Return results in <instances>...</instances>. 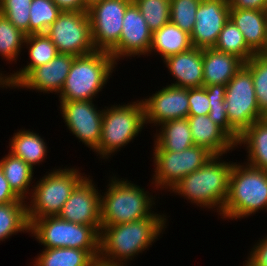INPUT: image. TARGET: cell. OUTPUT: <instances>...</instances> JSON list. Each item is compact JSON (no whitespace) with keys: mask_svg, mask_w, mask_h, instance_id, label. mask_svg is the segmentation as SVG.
Wrapping results in <instances>:
<instances>
[{"mask_svg":"<svg viewBox=\"0 0 267 266\" xmlns=\"http://www.w3.org/2000/svg\"><path fill=\"white\" fill-rule=\"evenodd\" d=\"M166 213L154 212L150 217L118 225H101L99 259L107 263L125 264L146 252L168 228Z\"/></svg>","mask_w":267,"mask_h":266,"instance_id":"obj_1","label":"cell"},{"mask_svg":"<svg viewBox=\"0 0 267 266\" xmlns=\"http://www.w3.org/2000/svg\"><path fill=\"white\" fill-rule=\"evenodd\" d=\"M223 156L225 155H214L168 192L184 197L187 202L196 204L201 209L207 208L208 211L210 209L220 215L228 197L229 177L234 164L233 161L224 160Z\"/></svg>","mask_w":267,"mask_h":266,"instance_id":"obj_2","label":"cell"},{"mask_svg":"<svg viewBox=\"0 0 267 266\" xmlns=\"http://www.w3.org/2000/svg\"><path fill=\"white\" fill-rule=\"evenodd\" d=\"M101 195V225H118L150 217L156 196L127 178L110 177Z\"/></svg>","mask_w":267,"mask_h":266,"instance_id":"obj_3","label":"cell"},{"mask_svg":"<svg viewBox=\"0 0 267 266\" xmlns=\"http://www.w3.org/2000/svg\"><path fill=\"white\" fill-rule=\"evenodd\" d=\"M267 211V171L234 162L229 177V193L220 218L240 220Z\"/></svg>","mask_w":267,"mask_h":266,"instance_id":"obj_4","label":"cell"},{"mask_svg":"<svg viewBox=\"0 0 267 266\" xmlns=\"http://www.w3.org/2000/svg\"><path fill=\"white\" fill-rule=\"evenodd\" d=\"M117 65L109 52L101 50L76 56L58 96L59 101H95Z\"/></svg>","mask_w":267,"mask_h":266,"instance_id":"obj_5","label":"cell"},{"mask_svg":"<svg viewBox=\"0 0 267 266\" xmlns=\"http://www.w3.org/2000/svg\"><path fill=\"white\" fill-rule=\"evenodd\" d=\"M144 105L142 99L104 106L101 139L93 150L105 162L111 159L128 143L134 141L145 129ZM112 156V157H111ZM107 159V160H106Z\"/></svg>","mask_w":267,"mask_h":266,"instance_id":"obj_6","label":"cell"},{"mask_svg":"<svg viewBox=\"0 0 267 266\" xmlns=\"http://www.w3.org/2000/svg\"><path fill=\"white\" fill-rule=\"evenodd\" d=\"M53 168L37 182L34 181L30 197L26 200L29 225L35 220L58 216L75 187L88 175L79 168Z\"/></svg>","mask_w":267,"mask_h":266,"instance_id":"obj_7","label":"cell"},{"mask_svg":"<svg viewBox=\"0 0 267 266\" xmlns=\"http://www.w3.org/2000/svg\"><path fill=\"white\" fill-rule=\"evenodd\" d=\"M29 235L44 248H76L87 250L95 259L99 258L100 234L91 226L75 224L58 216L35 219Z\"/></svg>","mask_w":267,"mask_h":266,"instance_id":"obj_8","label":"cell"},{"mask_svg":"<svg viewBox=\"0 0 267 266\" xmlns=\"http://www.w3.org/2000/svg\"><path fill=\"white\" fill-rule=\"evenodd\" d=\"M153 190L169 191L186 175L202 167L214 154L202 146H191L182 152L153 151ZM153 184V185H152Z\"/></svg>","mask_w":267,"mask_h":266,"instance_id":"obj_9","label":"cell"},{"mask_svg":"<svg viewBox=\"0 0 267 266\" xmlns=\"http://www.w3.org/2000/svg\"><path fill=\"white\" fill-rule=\"evenodd\" d=\"M224 100L228 122L239 134L266 117L257 104L252 74L244 65L227 83Z\"/></svg>","mask_w":267,"mask_h":266,"instance_id":"obj_10","label":"cell"},{"mask_svg":"<svg viewBox=\"0 0 267 266\" xmlns=\"http://www.w3.org/2000/svg\"><path fill=\"white\" fill-rule=\"evenodd\" d=\"M46 35L59 53L80 56L96 50L88 12L62 11Z\"/></svg>","mask_w":267,"mask_h":266,"instance_id":"obj_11","label":"cell"},{"mask_svg":"<svg viewBox=\"0 0 267 266\" xmlns=\"http://www.w3.org/2000/svg\"><path fill=\"white\" fill-rule=\"evenodd\" d=\"M132 0H103L88 10L96 50L111 52L119 43L125 11Z\"/></svg>","mask_w":267,"mask_h":266,"instance_id":"obj_12","label":"cell"},{"mask_svg":"<svg viewBox=\"0 0 267 266\" xmlns=\"http://www.w3.org/2000/svg\"><path fill=\"white\" fill-rule=\"evenodd\" d=\"M59 104L67 129L79 142L93 151L101 139L103 107L99 110L93 100L60 101Z\"/></svg>","mask_w":267,"mask_h":266,"instance_id":"obj_13","label":"cell"},{"mask_svg":"<svg viewBox=\"0 0 267 266\" xmlns=\"http://www.w3.org/2000/svg\"><path fill=\"white\" fill-rule=\"evenodd\" d=\"M91 177L86 176L75 187L58 217L75 224L91 225L100 234L102 190L99 191Z\"/></svg>","mask_w":267,"mask_h":266,"instance_id":"obj_14","label":"cell"},{"mask_svg":"<svg viewBox=\"0 0 267 266\" xmlns=\"http://www.w3.org/2000/svg\"><path fill=\"white\" fill-rule=\"evenodd\" d=\"M153 32L140 13L139 8L132 2L126 9L122 32L118 45L110 52L118 64L120 60L130 57L148 56L152 45Z\"/></svg>","mask_w":267,"mask_h":266,"instance_id":"obj_15","label":"cell"},{"mask_svg":"<svg viewBox=\"0 0 267 266\" xmlns=\"http://www.w3.org/2000/svg\"><path fill=\"white\" fill-rule=\"evenodd\" d=\"M142 99L145 125L155 128L161 123L187 118L189 115L188 88L166 85Z\"/></svg>","mask_w":267,"mask_h":266,"instance_id":"obj_16","label":"cell"},{"mask_svg":"<svg viewBox=\"0 0 267 266\" xmlns=\"http://www.w3.org/2000/svg\"><path fill=\"white\" fill-rule=\"evenodd\" d=\"M190 34L192 47L213 48L226 22L230 19L227 0H201Z\"/></svg>","mask_w":267,"mask_h":266,"instance_id":"obj_17","label":"cell"},{"mask_svg":"<svg viewBox=\"0 0 267 266\" xmlns=\"http://www.w3.org/2000/svg\"><path fill=\"white\" fill-rule=\"evenodd\" d=\"M75 57L59 53L48 63L34 68L14 89L59 95Z\"/></svg>","mask_w":267,"mask_h":266,"instance_id":"obj_18","label":"cell"},{"mask_svg":"<svg viewBox=\"0 0 267 266\" xmlns=\"http://www.w3.org/2000/svg\"><path fill=\"white\" fill-rule=\"evenodd\" d=\"M162 62L173 77L174 83L171 82L170 85L183 88L203 87V49L191 47Z\"/></svg>","mask_w":267,"mask_h":266,"instance_id":"obj_19","label":"cell"},{"mask_svg":"<svg viewBox=\"0 0 267 266\" xmlns=\"http://www.w3.org/2000/svg\"><path fill=\"white\" fill-rule=\"evenodd\" d=\"M194 145L207 148L214 155H225L237 148L236 142L208 115L187 117Z\"/></svg>","mask_w":267,"mask_h":266,"instance_id":"obj_20","label":"cell"},{"mask_svg":"<svg viewBox=\"0 0 267 266\" xmlns=\"http://www.w3.org/2000/svg\"><path fill=\"white\" fill-rule=\"evenodd\" d=\"M230 20L241 30L247 46L255 53L267 50V11L230 9Z\"/></svg>","mask_w":267,"mask_h":266,"instance_id":"obj_21","label":"cell"},{"mask_svg":"<svg viewBox=\"0 0 267 266\" xmlns=\"http://www.w3.org/2000/svg\"><path fill=\"white\" fill-rule=\"evenodd\" d=\"M25 48L28 51L29 62L19 70L13 71L14 73L9 72L7 86L10 89H14L34 68L48 63L59 54L56 46L46 33L26 35Z\"/></svg>","mask_w":267,"mask_h":266,"instance_id":"obj_22","label":"cell"},{"mask_svg":"<svg viewBox=\"0 0 267 266\" xmlns=\"http://www.w3.org/2000/svg\"><path fill=\"white\" fill-rule=\"evenodd\" d=\"M244 62L233 54L217 49H203V87L215 84L227 85Z\"/></svg>","mask_w":267,"mask_h":266,"instance_id":"obj_23","label":"cell"},{"mask_svg":"<svg viewBox=\"0 0 267 266\" xmlns=\"http://www.w3.org/2000/svg\"><path fill=\"white\" fill-rule=\"evenodd\" d=\"M238 145L247 151L244 163L267 171V116L246 128L240 134L236 148H239Z\"/></svg>","mask_w":267,"mask_h":266,"instance_id":"obj_24","label":"cell"},{"mask_svg":"<svg viewBox=\"0 0 267 266\" xmlns=\"http://www.w3.org/2000/svg\"><path fill=\"white\" fill-rule=\"evenodd\" d=\"M153 138V151L182 152L186 148L194 146L187 118L161 123L156 127Z\"/></svg>","mask_w":267,"mask_h":266,"instance_id":"obj_25","label":"cell"},{"mask_svg":"<svg viewBox=\"0 0 267 266\" xmlns=\"http://www.w3.org/2000/svg\"><path fill=\"white\" fill-rule=\"evenodd\" d=\"M9 152L35 169L47 159L48 147L44 137L30 129H18L9 139ZM45 140V141H44Z\"/></svg>","mask_w":267,"mask_h":266,"instance_id":"obj_26","label":"cell"},{"mask_svg":"<svg viewBox=\"0 0 267 266\" xmlns=\"http://www.w3.org/2000/svg\"><path fill=\"white\" fill-rule=\"evenodd\" d=\"M0 167L13 192L20 199L27 200L33 189V181H36L33 178L34 168L10 152L0 159Z\"/></svg>","mask_w":267,"mask_h":266,"instance_id":"obj_27","label":"cell"},{"mask_svg":"<svg viewBox=\"0 0 267 266\" xmlns=\"http://www.w3.org/2000/svg\"><path fill=\"white\" fill-rule=\"evenodd\" d=\"M192 47L190 34L171 22L153 32L152 45L148 56L159 55L162 60L189 50Z\"/></svg>","mask_w":267,"mask_h":266,"instance_id":"obj_28","label":"cell"},{"mask_svg":"<svg viewBox=\"0 0 267 266\" xmlns=\"http://www.w3.org/2000/svg\"><path fill=\"white\" fill-rule=\"evenodd\" d=\"M95 260L87 250L58 247L43 248L30 263L31 266H92Z\"/></svg>","mask_w":267,"mask_h":266,"instance_id":"obj_29","label":"cell"},{"mask_svg":"<svg viewBox=\"0 0 267 266\" xmlns=\"http://www.w3.org/2000/svg\"><path fill=\"white\" fill-rule=\"evenodd\" d=\"M27 202H11L0 204V243L12 235L29 233L27 218Z\"/></svg>","mask_w":267,"mask_h":266,"instance_id":"obj_30","label":"cell"},{"mask_svg":"<svg viewBox=\"0 0 267 266\" xmlns=\"http://www.w3.org/2000/svg\"><path fill=\"white\" fill-rule=\"evenodd\" d=\"M26 34L17 29L4 15L0 13V56L8 64H17L24 49ZM23 48V49H22Z\"/></svg>","mask_w":267,"mask_h":266,"instance_id":"obj_31","label":"cell"},{"mask_svg":"<svg viewBox=\"0 0 267 266\" xmlns=\"http://www.w3.org/2000/svg\"><path fill=\"white\" fill-rule=\"evenodd\" d=\"M214 48L228 54H233L244 63L255 55L247 46L241 30L230 19L222 28Z\"/></svg>","mask_w":267,"mask_h":266,"instance_id":"obj_32","label":"cell"},{"mask_svg":"<svg viewBox=\"0 0 267 266\" xmlns=\"http://www.w3.org/2000/svg\"><path fill=\"white\" fill-rule=\"evenodd\" d=\"M208 94L210 112L209 118L221 127L235 142L240 134L229 124L225 105L226 85L215 84L205 87Z\"/></svg>","mask_w":267,"mask_h":266,"instance_id":"obj_33","label":"cell"},{"mask_svg":"<svg viewBox=\"0 0 267 266\" xmlns=\"http://www.w3.org/2000/svg\"><path fill=\"white\" fill-rule=\"evenodd\" d=\"M61 12L53 0H32L29 34L46 33Z\"/></svg>","mask_w":267,"mask_h":266,"instance_id":"obj_34","label":"cell"},{"mask_svg":"<svg viewBox=\"0 0 267 266\" xmlns=\"http://www.w3.org/2000/svg\"><path fill=\"white\" fill-rule=\"evenodd\" d=\"M244 66L251 72L257 104L260 111L267 116V55L255 54Z\"/></svg>","mask_w":267,"mask_h":266,"instance_id":"obj_35","label":"cell"},{"mask_svg":"<svg viewBox=\"0 0 267 266\" xmlns=\"http://www.w3.org/2000/svg\"><path fill=\"white\" fill-rule=\"evenodd\" d=\"M154 32L170 22V0H132Z\"/></svg>","mask_w":267,"mask_h":266,"instance_id":"obj_36","label":"cell"},{"mask_svg":"<svg viewBox=\"0 0 267 266\" xmlns=\"http://www.w3.org/2000/svg\"><path fill=\"white\" fill-rule=\"evenodd\" d=\"M201 0H170V22L191 34Z\"/></svg>","mask_w":267,"mask_h":266,"instance_id":"obj_37","label":"cell"},{"mask_svg":"<svg viewBox=\"0 0 267 266\" xmlns=\"http://www.w3.org/2000/svg\"><path fill=\"white\" fill-rule=\"evenodd\" d=\"M31 2L32 0H0V13L26 35H29Z\"/></svg>","mask_w":267,"mask_h":266,"instance_id":"obj_38","label":"cell"},{"mask_svg":"<svg viewBox=\"0 0 267 266\" xmlns=\"http://www.w3.org/2000/svg\"><path fill=\"white\" fill-rule=\"evenodd\" d=\"M189 115L199 116L208 115L210 104L207 90L205 87L188 88Z\"/></svg>","mask_w":267,"mask_h":266,"instance_id":"obj_39","label":"cell"},{"mask_svg":"<svg viewBox=\"0 0 267 266\" xmlns=\"http://www.w3.org/2000/svg\"><path fill=\"white\" fill-rule=\"evenodd\" d=\"M263 239L259 240L253 245L248 252V257L245 262L243 261V266H267V235L262 236Z\"/></svg>","mask_w":267,"mask_h":266,"instance_id":"obj_40","label":"cell"},{"mask_svg":"<svg viewBox=\"0 0 267 266\" xmlns=\"http://www.w3.org/2000/svg\"><path fill=\"white\" fill-rule=\"evenodd\" d=\"M11 202H27L20 199L10 188L8 181L6 180L3 170L0 167V204H6Z\"/></svg>","mask_w":267,"mask_h":266,"instance_id":"obj_41","label":"cell"},{"mask_svg":"<svg viewBox=\"0 0 267 266\" xmlns=\"http://www.w3.org/2000/svg\"><path fill=\"white\" fill-rule=\"evenodd\" d=\"M230 9L267 11V0H227Z\"/></svg>","mask_w":267,"mask_h":266,"instance_id":"obj_42","label":"cell"},{"mask_svg":"<svg viewBox=\"0 0 267 266\" xmlns=\"http://www.w3.org/2000/svg\"><path fill=\"white\" fill-rule=\"evenodd\" d=\"M61 11L88 12L84 0H53Z\"/></svg>","mask_w":267,"mask_h":266,"instance_id":"obj_43","label":"cell"},{"mask_svg":"<svg viewBox=\"0 0 267 266\" xmlns=\"http://www.w3.org/2000/svg\"><path fill=\"white\" fill-rule=\"evenodd\" d=\"M92 266H128L125 264L107 263L101 259H96Z\"/></svg>","mask_w":267,"mask_h":266,"instance_id":"obj_44","label":"cell"},{"mask_svg":"<svg viewBox=\"0 0 267 266\" xmlns=\"http://www.w3.org/2000/svg\"><path fill=\"white\" fill-rule=\"evenodd\" d=\"M9 73H4L3 71L0 70V89L2 88L4 90L5 89H8V86H7V76H8Z\"/></svg>","mask_w":267,"mask_h":266,"instance_id":"obj_45","label":"cell"},{"mask_svg":"<svg viewBox=\"0 0 267 266\" xmlns=\"http://www.w3.org/2000/svg\"><path fill=\"white\" fill-rule=\"evenodd\" d=\"M103 0H84V6L85 9L88 11L90 8H92L94 5L102 2Z\"/></svg>","mask_w":267,"mask_h":266,"instance_id":"obj_46","label":"cell"}]
</instances>
